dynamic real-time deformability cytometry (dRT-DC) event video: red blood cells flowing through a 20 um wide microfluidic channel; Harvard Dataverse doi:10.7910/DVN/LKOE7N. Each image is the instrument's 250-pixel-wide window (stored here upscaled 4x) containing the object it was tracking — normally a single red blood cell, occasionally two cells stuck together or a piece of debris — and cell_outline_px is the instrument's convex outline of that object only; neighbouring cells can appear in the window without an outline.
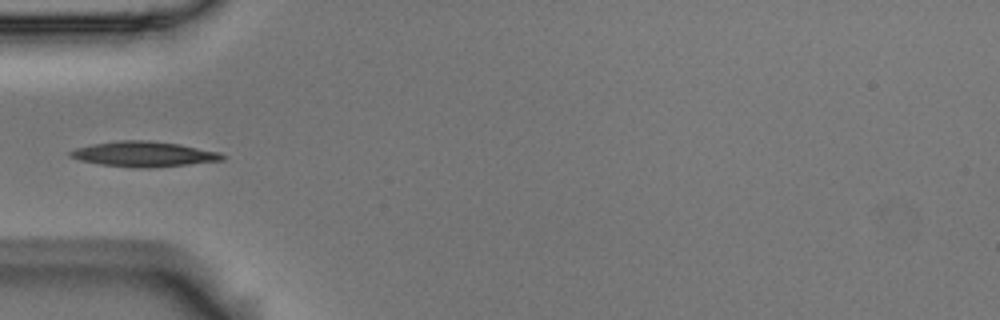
{"species": "Egyptian fruit bat (a non-hibernating species)", "species_latin": "Rousettus aegyptiacus", "temperature_condition": "room temperature", "stored_images_in_passage": 2, "camera_frame_rate_fps": 3000, "um_per_image_px": 0.085, "animal": {"sex": "male"}, "frame": {"image": 1, "passage_image": 1, "time_ms": 0.0, "image_size_px": [1000, 320], "cell_outline_px": [[228, 156], [224, 160], [188, 164], [148, 168], [132, 168], [100, 164], [80, 160], [68, 156], [68, 152], [76, 148], [92, 144], [120, 140], [148, 140], [180, 144], [220, 152]], "centroid_in_image_um": [12.24, 13.1], "position_along_channel_um": 72.8, "area_um2": 22.48}}
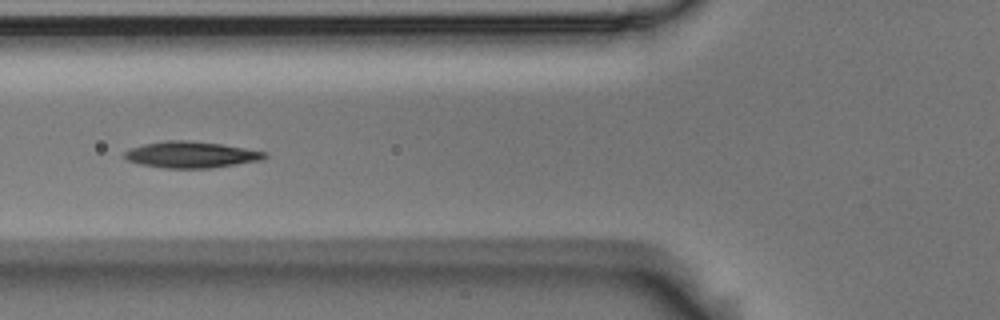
{"frame": {"image": 2, "passage_image": 2, "time_ms": 0.333, "image_size_px": [1000, 320], "cell_outline_px": [[268, 156], [260, 160], [212, 168], [168, 168], [140, 164], [128, 160], [124, 156], [124, 152], [132, 148], [144, 144], [164, 140], [188, 140], [220, 144], [268, 152]], "centroid_in_image_um": [16.25, 13.14], "position_along_channel_um": 109.5, "area_um2": 21.33}}